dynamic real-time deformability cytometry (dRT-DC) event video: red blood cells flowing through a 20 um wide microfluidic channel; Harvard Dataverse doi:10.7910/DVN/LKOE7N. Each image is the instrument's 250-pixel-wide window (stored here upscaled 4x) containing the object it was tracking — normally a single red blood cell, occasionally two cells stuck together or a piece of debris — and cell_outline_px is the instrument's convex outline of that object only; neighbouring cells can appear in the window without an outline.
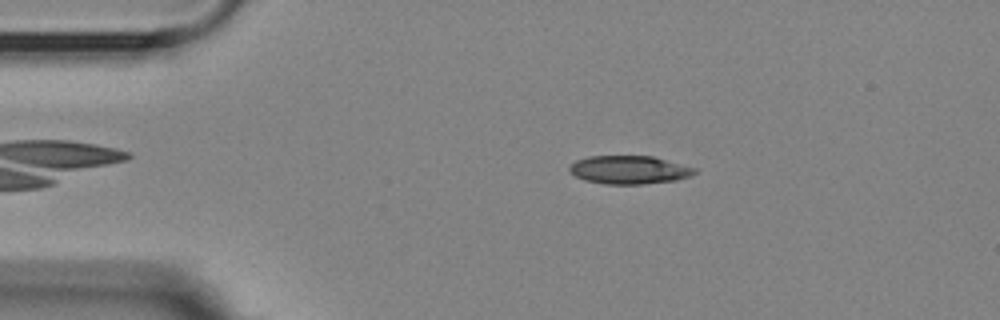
{"species": "Egyptian fruit bat (a non-hibernating species)", "species_latin": "Rousettus aegyptiacus", "temperature_condition": "room temperature", "stored_images_in_passage": 47, "camera_frame_rate_fps": 3000, "um_per_image_px": 0.085, "animal": {"sex": "female"}, "frame": {"image": 1, "passage_image": 2, "time_ms": 0.333, "image_size_px": [1000, 320], "cell_outline_px": [[696, 172], [688, 176], [676, 180], [644, 184], [604, 184], [584, 180], [568, 172], [568, 168], [576, 160], [588, 156], [652, 156], [696, 168]], "centroid_in_image_um": [53.44, 14.44], "position_along_channel_um": 31.6, "area_um2": 20.58}}
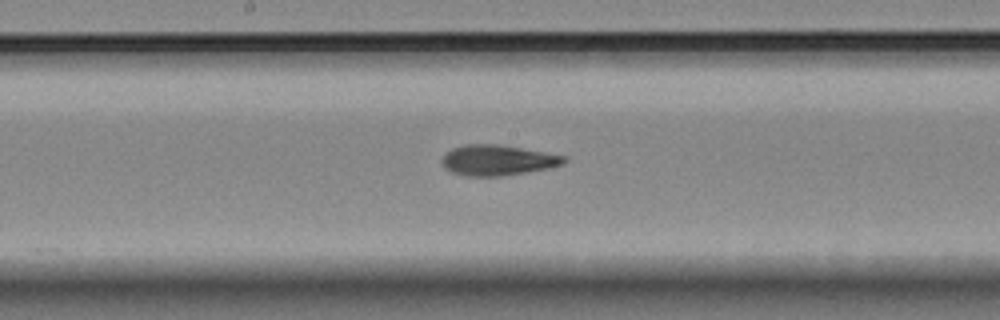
{"frame": {"image": 2, "passage_image": 20, "time_ms": 6.333, "image_size_px": [1000, 320], "cell_outline_px": [[568, 160], [564, 164], [548, 168], [504, 176], [464, 176], [452, 172], [444, 168], [440, 160], [452, 148], [464, 144], [496, 144], [568, 156]], "centroid_in_image_um": [42.3, 13.62], "position_along_channel_um": 205.9, "area_um2": 21.73}}
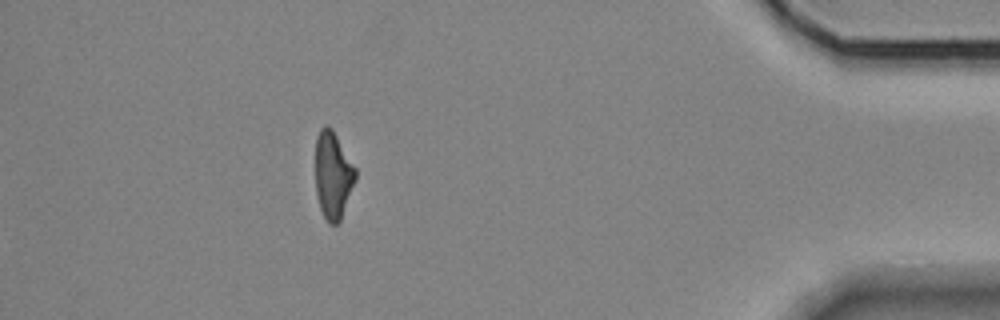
{"frame": {"image": 3, "passage_image": 41, "time_ms": 13.333, "image_size_px": [1000, 320], "cell_outline_px": [[356, 180], [340, 220], [336, 224], [328, 224], [320, 208], [316, 192], [316, 136], [320, 128], [324, 124], [328, 124], [332, 128], [356, 168]], "centroid_in_image_um": [28.3, 14.85], "position_along_channel_um": 406.9, "area_um2": 20.4}, "authors_computed_cell_mechanics": {"area_um2": 21.2704, "velocity_mm_per_s": 3.6031, "shape_relaxation_time_tau1_ms": 3.9256, "shape_relaxation_time_tau2_ms": 3.3949, "deformation_change_tau1": 0.1695, "deformation_change_tau2": 0.1351}}